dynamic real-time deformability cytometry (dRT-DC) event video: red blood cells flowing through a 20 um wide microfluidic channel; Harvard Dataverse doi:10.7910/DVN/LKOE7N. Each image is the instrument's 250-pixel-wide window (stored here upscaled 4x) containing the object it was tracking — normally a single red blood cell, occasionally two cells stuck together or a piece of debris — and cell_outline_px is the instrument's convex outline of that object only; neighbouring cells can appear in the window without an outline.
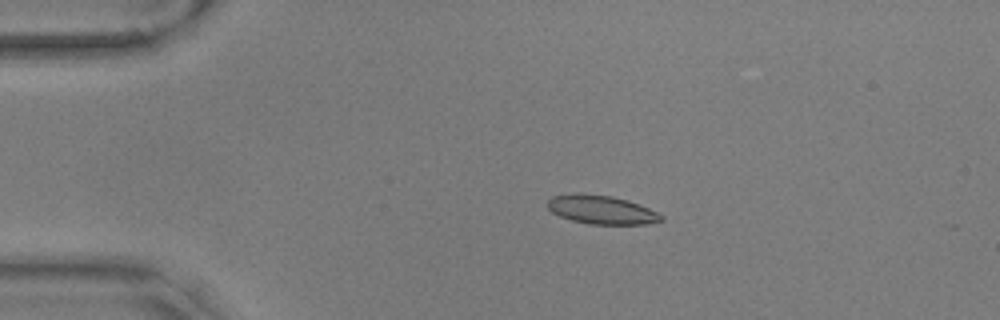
{"species": "common noctule bat (a hibernating species)", "species_latin": "Nyctalus noctula", "temperature_condition": "warm", "stored_images_in_passage": 15, "camera_frame_rate_fps": 3000, "um_per_image_px": 0.085, "animal": {"sex": "male", "body_mass_g": 17.9, "forearm_length_mm": 54.2}, "frame": {"image": 1, "passage_image": 12, "time_ms": 3.667, "image_size_px": [1000, 320], "cell_outline_px": [[664, 220], [648, 224], [588, 224], [572, 220], [560, 216], [552, 212], [548, 208], [548, 200], [552, 196], [576, 192], [580, 192], [612, 196], [628, 200], [648, 208], [664, 216]], "centroid_in_image_um": [51.11, 17.81], "position_along_channel_um": 33.9, "area_um2": 19.13}}